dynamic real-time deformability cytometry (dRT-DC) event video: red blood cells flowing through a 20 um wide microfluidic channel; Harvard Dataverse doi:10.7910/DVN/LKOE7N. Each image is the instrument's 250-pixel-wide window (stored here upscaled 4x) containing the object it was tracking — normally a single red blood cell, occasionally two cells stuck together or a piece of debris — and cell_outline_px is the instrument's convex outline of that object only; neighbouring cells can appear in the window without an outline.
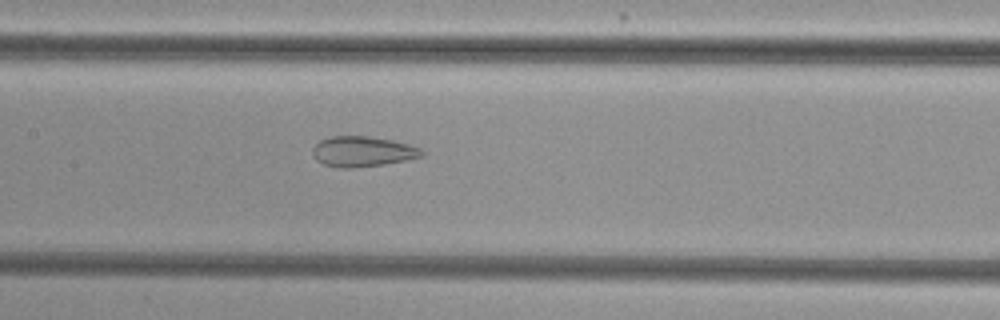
{"species": "common noctule bat (a hibernating species)", "species_latin": "Nyctalus noctula", "temperature_condition": "cold", "stored_images_in_passage": 52, "camera_frame_rate_fps": 3000, "um_per_image_px": 0.085, "animal": {"sex": "female", "body_mass_g": 29.2, "forearm_length_mm": 56.3}, "frame": {"image": 1, "passage_image": 27, "time_ms": 8.667, "image_size_px": [1000, 320], "cell_outline_px": [[424, 156], [408, 160], [384, 164], [352, 168], [336, 168], [324, 164], [316, 160], [312, 152], [312, 148], [320, 140], [332, 136], [368, 136], [392, 140], [408, 144], [420, 148], [424, 152]], "centroid_in_image_um": [30.82, 12.88], "position_along_channel_um": 176.6, "area_um2": 19.42}}
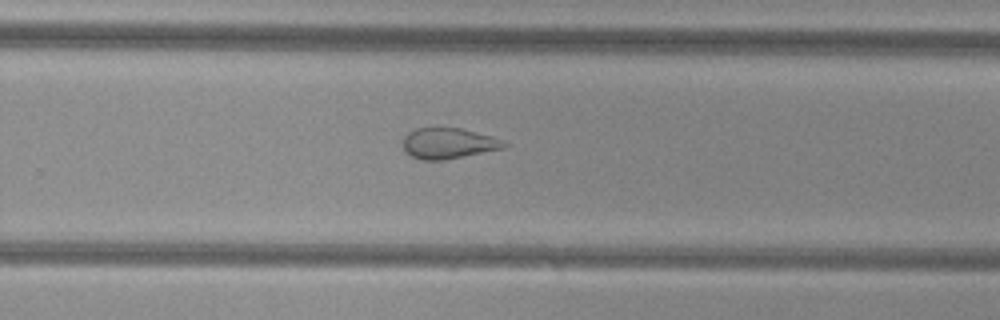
{"frame": {"image": 2, "passage_image": 36, "time_ms": 11.667, "image_size_px": [1000, 320], "cell_outline_px": [[508, 144], [504, 148], [444, 160], [420, 160], [404, 152], [404, 136], [408, 132], [416, 128], [460, 128], [492, 136]], "centroid_in_image_um": [38.08, 12.19], "position_along_channel_um": 291.7, "area_um2": 17.98}}
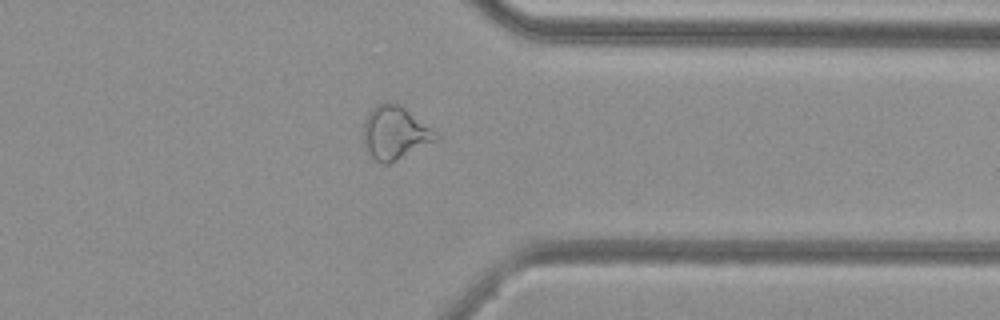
{"frame": {"image": 3, "passage_image": 43, "time_ms": 14.0, "image_size_px": [1000, 320], "cell_outline_px": [[440, 136], [436, 140], [388, 164], [384, 164], [376, 160], [368, 152], [364, 144], [360, 132], [364, 120], [368, 112], [372, 108], [380, 104], [400, 104], [436, 132]], "centroid_in_image_um": [33.51, 11.29], "position_along_channel_um": 377.9, "area_um2": 22.2}}